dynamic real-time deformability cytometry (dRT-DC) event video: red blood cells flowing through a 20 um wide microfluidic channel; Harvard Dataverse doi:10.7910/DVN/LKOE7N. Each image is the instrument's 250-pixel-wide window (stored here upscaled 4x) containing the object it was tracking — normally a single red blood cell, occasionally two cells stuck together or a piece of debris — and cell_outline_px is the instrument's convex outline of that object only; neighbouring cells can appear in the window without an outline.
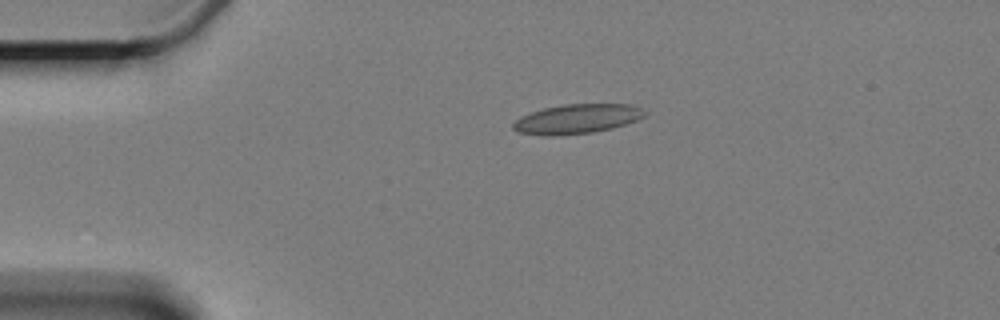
{"species": "Egyptian fruit bat (a non-hibernating species)", "species_latin": "Rousettus aegyptiacus", "temperature_condition": "cold", "stored_images_in_passage": 7, "camera_frame_rate_fps": 3000, "um_per_image_px": 0.085, "animal": {"sex": "female"}, "frame": {"image": 1, "passage_image": 1, "time_ms": 0.0, "image_size_px": [1000, 320], "cell_outline_px": [[644, 116], [636, 120], [612, 128], [592, 132], [552, 136], [548, 136], [520, 132], [512, 128], [512, 124], [520, 116], [544, 108], [564, 104], [632, 104], [640, 108], [644, 112]], "centroid_in_image_um": [49.02, 10.1], "position_along_channel_um": 36.0, "area_um2": 22.31}}
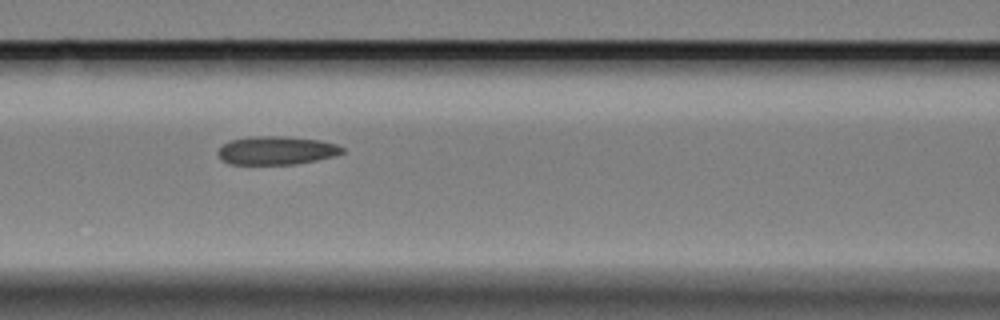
{"frame": {"image": 2, "passage_image": 5, "time_ms": 4.333, "image_size_px": [1000, 320], "cell_outline_px": [[344, 152], [332, 156], [316, 160], [296, 164], [228, 164], [216, 152], [224, 144], [232, 140], [248, 136], [288, 136], [316, 140], [336, 144], [344, 148]], "centroid_in_image_um": [23.49, 12.78], "position_along_channel_um": 143.1, "area_um2": 20.4}}
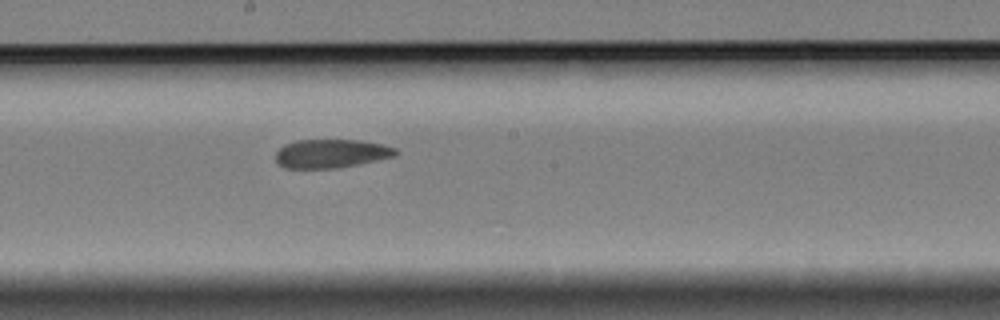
{"frame": {"image": 3, "passage_image": 7, "time_ms": 6.667, "image_size_px": [1000, 320], "cell_outline_px": [[400, 152], [396, 156], [336, 168], [288, 168], [280, 164], [276, 160], [276, 152], [284, 144], [296, 140], [360, 140], [380, 144], [396, 148]], "centroid_in_image_um": [28.16, 13.04], "position_along_channel_um": 220.0, "area_um2": 19.88}}